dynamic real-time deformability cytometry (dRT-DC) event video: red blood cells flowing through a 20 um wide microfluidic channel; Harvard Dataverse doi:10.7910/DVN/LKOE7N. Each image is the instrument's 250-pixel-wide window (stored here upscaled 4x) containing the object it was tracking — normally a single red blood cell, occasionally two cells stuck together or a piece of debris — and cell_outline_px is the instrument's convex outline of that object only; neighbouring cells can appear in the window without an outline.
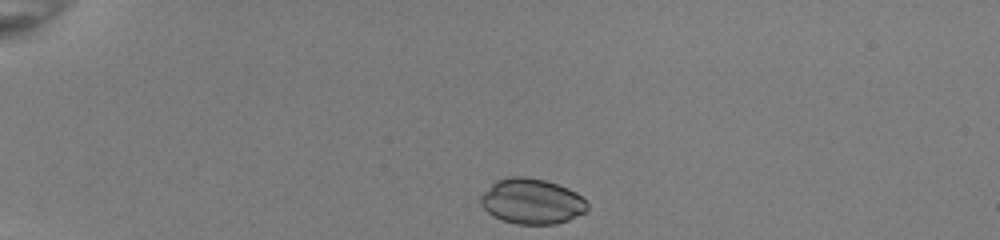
{"species": "common noctule bat (a hibernating species)", "species_latin": "Nyctalus noctula", "temperature_condition": "room temperature", "stored_images_in_passage": 34, "camera_frame_rate_fps": 3000, "um_per_image_px": 0.085, "animal": {"sex": "female", "body_mass_g": 22.0, "forearm_length_mm": 56.7}, "frame": {"image": 1, "passage_image": 1, "time_ms": 0.0, "image_size_px": [1000, 240], "cell_outline_px": [[588, 208], [584, 212], [568, 220], [556, 224], [516, 224], [504, 220], [488, 212], [480, 204], [480, 196], [496, 180], [508, 176], [524, 176], [544, 180], [568, 188], [576, 192], [588, 204]], "centroid_in_image_um": [45.19, 17.1], "position_along_channel_um": 39.8, "area_um2": 27.98}}
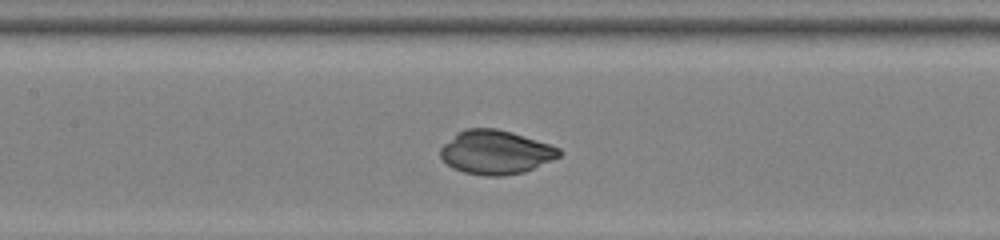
{"frame": {"image": 2, "passage_image": 15, "time_ms": 4.667, "image_size_px": [1000, 240], "cell_outline_px": [[564, 152], [560, 156], [552, 160], [524, 172], [504, 176], [484, 176], [464, 172], [452, 168], [440, 156], [440, 148], [444, 144], [464, 128], [496, 128], [512, 132], [560, 148]], "centroid_in_image_um": [42.14, 12.95], "position_along_channel_um": 165.3, "area_um2": 30.29}}
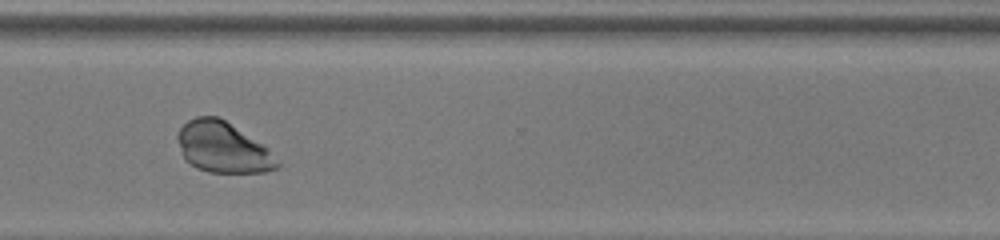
{"frame": {"image": 3, "passage_image": 29, "time_ms": 9.333, "image_size_px": [1000, 240], "cell_outline_px": [[280, 164], [276, 168], [264, 172], [208, 172], [196, 168], [184, 160], [176, 136], [180, 128], [188, 120], [196, 116], [220, 116], [264, 144], [280, 160]], "centroid_in_image_um": [18.95, 12.51], "position_along_channel_um": 351.6, "area_um2": 29.82}, "authors_computed_cell_mechanics": {"area_um2": 29.8826, "velocity_mm_per_s": 3.9917, "shape_relaxation_time_tau1_ms": 3.3205, "shape_relaxation_time_tau2_ms": 3.7689, "deformation_change_tau1": 0.1971, "deformation_change_tau2": 0.032}}